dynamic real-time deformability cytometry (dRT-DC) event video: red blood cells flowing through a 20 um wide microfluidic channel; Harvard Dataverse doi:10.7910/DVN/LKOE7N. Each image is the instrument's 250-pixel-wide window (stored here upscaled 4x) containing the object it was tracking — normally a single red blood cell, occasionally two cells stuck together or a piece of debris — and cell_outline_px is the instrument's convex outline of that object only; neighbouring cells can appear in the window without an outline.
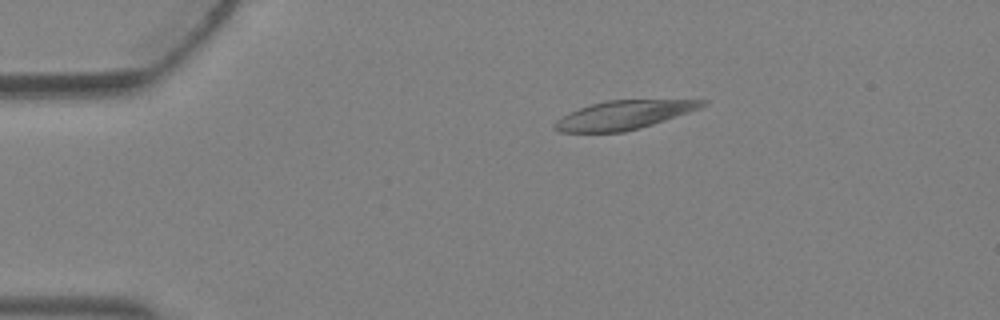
{"species": "Egyptian fruit bat (a non-hibernating species)", "species_latin": "Rousettus aegyptiacus", "temperature_condition": "warm", "stored_images_in_passage": 3, "camera_frame_rate_fps": 3000, "um_per_image_px": 0.085, "animal": {"sex": "female"}, "frame": {"image": 1, "passage_image": 2, "time_ms": 0.333, "image_size_px": [1000, 320], "cell_outline_px": [[708, 104], [700, 108], [640, 128], [624, 132], [560, 132], [552, 128], [552, 124], [556, 120], [580, 108], [592, 104], [608, 100], [708, 100]], "centroid_in_image_um": [53.01, 9.78], "position_along_channel_um": 32.0, "area_um2": 24.33}}
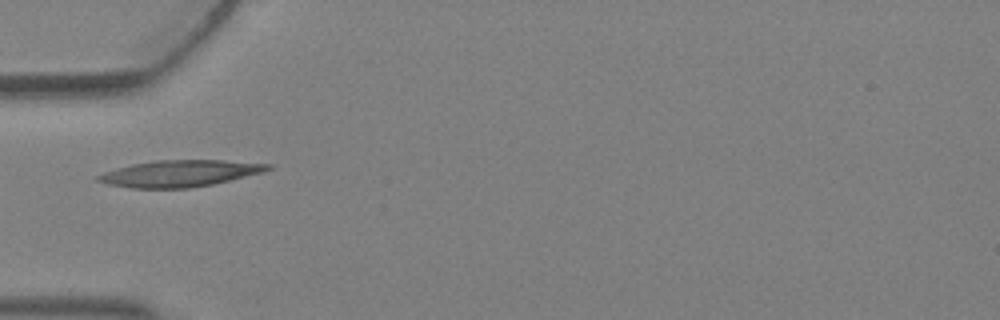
{"frame": {"image": 2, "passage_image": 3, "time_ms": 0.667, "image_size_px": [1000, 320], "cell_outline_px": [[272, 168], [264, 172], [212, 184], [188, 188], [132, 188], [108, 184], [96, 180], [96, 176], [104, 172], [116, 168], [132, 164], [156, 160], [224, 160], [272, 164]], "centroid_in_image_um": [15.28, 14.73], "position_along_channel_um": 69.7, "area_um2": 26.18}}